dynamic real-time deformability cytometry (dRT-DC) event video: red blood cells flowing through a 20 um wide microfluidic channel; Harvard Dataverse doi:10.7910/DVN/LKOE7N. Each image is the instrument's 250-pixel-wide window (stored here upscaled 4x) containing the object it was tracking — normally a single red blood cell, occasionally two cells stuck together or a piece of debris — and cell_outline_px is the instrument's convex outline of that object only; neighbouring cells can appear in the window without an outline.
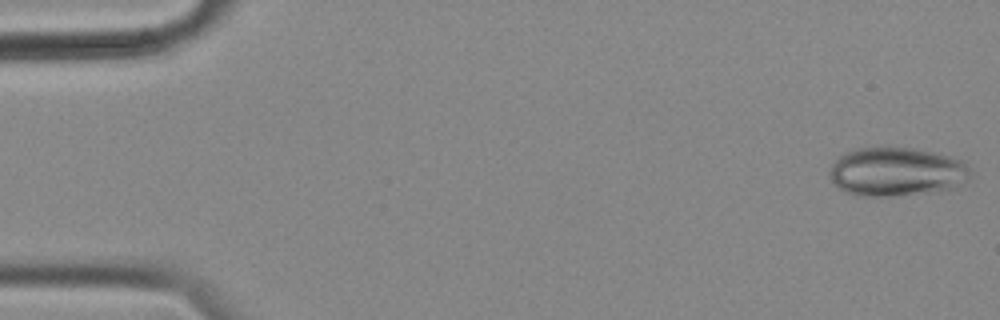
{"species": "common noctule bat (a hibernating species)", "species_latin": "Nyctalus noctula", "temperature_condition": "cold", "stored_images_in_passage": 56, "camera_frame_rate_fps": 3000, "um_per_image_px": 0.085, "animal": {"sex": "female", "body_mass_g": 18.4}, "frame": {"image": 1, "passage_image": 1, "time_ms": 0.0, "image_size_px": [1000, 320], "cell_outline_px": [[972, 172], [968, 180], [956, 188], [896, 196], [852, 196], [844, 192], [832, 180], [828, 172], [832, 164], [844, 152], [856, 148], [912, 148], [932, 152], [948, 156], [960, 160]], "centroid_in_image_um": [76.18, 14.62], "position_along_channel_um": 8.8, "area_um2": 40.0}}
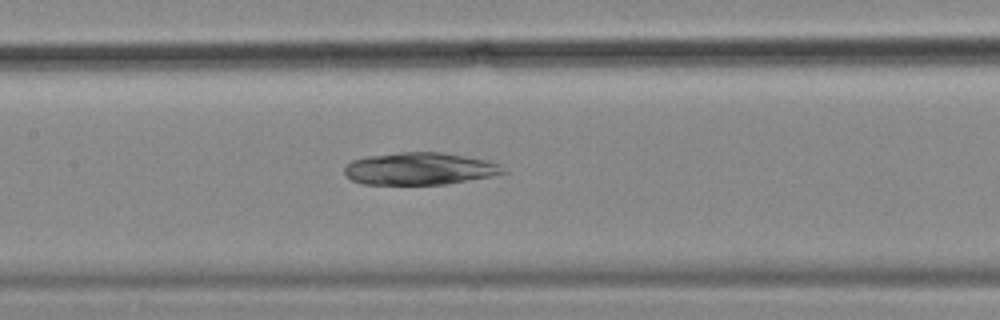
{"frame": {"image": 2, "passage_image": 26, "time_ms": 8.333, "image_size_px": [1000, 320], "cell_outline_px": [[508, 172], [492, 176], [444, 184], [364, 184], [352, 180], [344, 172], [344, 168], [352, 160], [364, 156], [400, 152], [440, 152], [488, 160], [500, 164]], "centroid_in_image_um": [35.68, 14.33], "position_along_channel_um": 171.7, "area_um2": 29.82}}
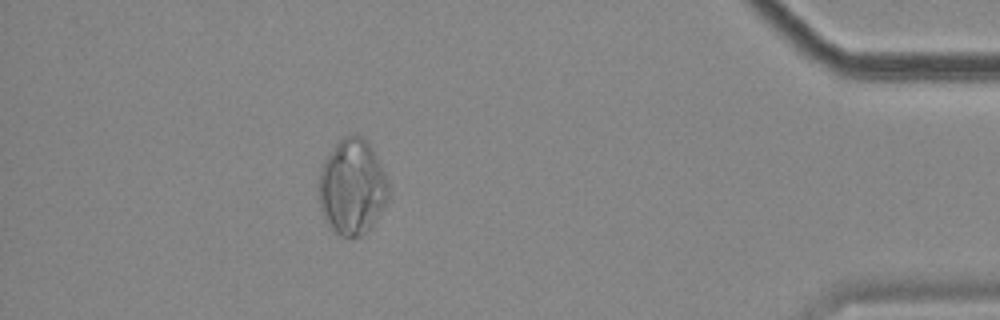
{"frame": {"image": 3, "passage_image": 50, "time_ms": 16.333, "image_size_px": [1000, 320], "cell_outline_px": [[388, 200], [376, 220], [360, 236], [340, 236], [332, 232], [328, 228], [324, 220], [320, 208], [320, 168], [324, 160], [336, 144], [348, 132], [360, 136], [372, 148], [388, 180]], "centroid_in_image_um": [29.92, 15.91], "position_along_channel_um": 405.3, "area_um2": 38.73}}